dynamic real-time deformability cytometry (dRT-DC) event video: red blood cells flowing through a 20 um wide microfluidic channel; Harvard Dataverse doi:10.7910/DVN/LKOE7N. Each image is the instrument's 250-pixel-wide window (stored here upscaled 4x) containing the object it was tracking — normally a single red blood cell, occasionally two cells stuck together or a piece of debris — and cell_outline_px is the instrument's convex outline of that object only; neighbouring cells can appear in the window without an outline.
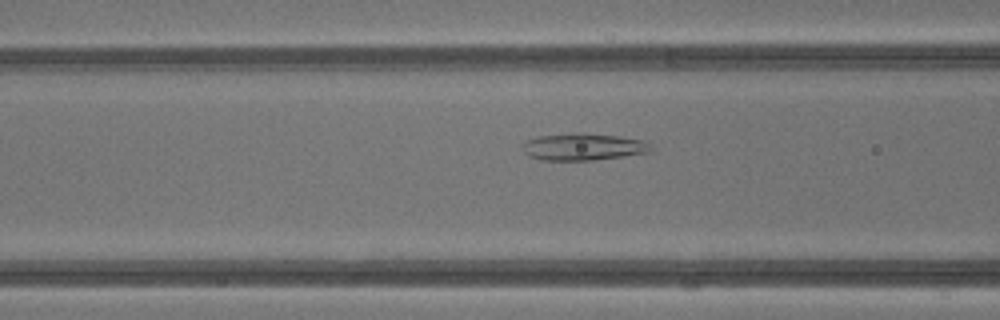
{"species": "common noctule bat (a hibernating species)", "species_latin": "Nyctalus noctula", "temperature_condition": "warm", "stored_images_in_passage": 39, "camera_frame_rate_fps": 3000, "um_per_image_px": 0.085, "animal": {"sex": "male", "body_mass_g": 13.3}, "frame": {"image": 1, "passage_image": 17, "time_ms": 5.333, "image_size_px": [1000, 320], "cell_outline_px": [[648, 152], [624, 156], [592, 160], [540, 160], [528, 156], [520, 148], [520, 144], [524, 140], [536, 136], [572, 132], [580, 132], [620, 136], [644, 140], [648, 144]], "centroid_in_image_um": [49.44, 12.46], "position_along_channel_um": 117.2, "area_um2": 20.52}}
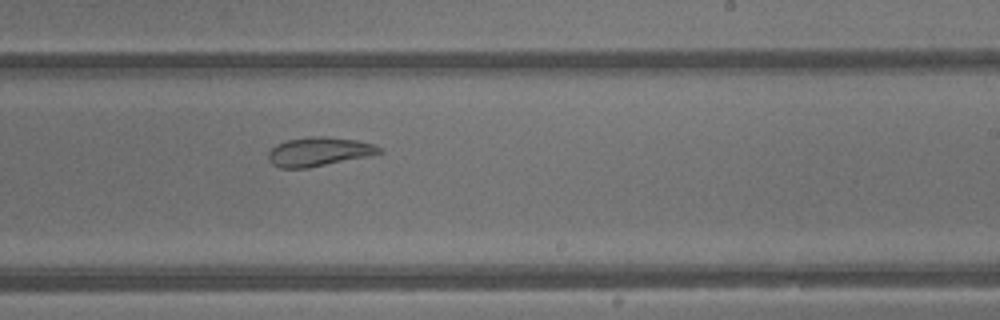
{"frame": {"image": 2, "passage_image": 26, "time_ms": 8.333, "image_size_px": [1000, 320], "cell_outline_px": [[384, 152], [372, 156], [308, 168], [280, 168], [272, 164], [268, 160], [268, 152], [276, 144], [288, 140], [308, 136], [324, 136], [356, 140], [372, 144], [380, 148]], "centroid_in_image_um": [27.11, 12.9], "position_along_channel_um": 261.9, "area_um2": 18.9}}
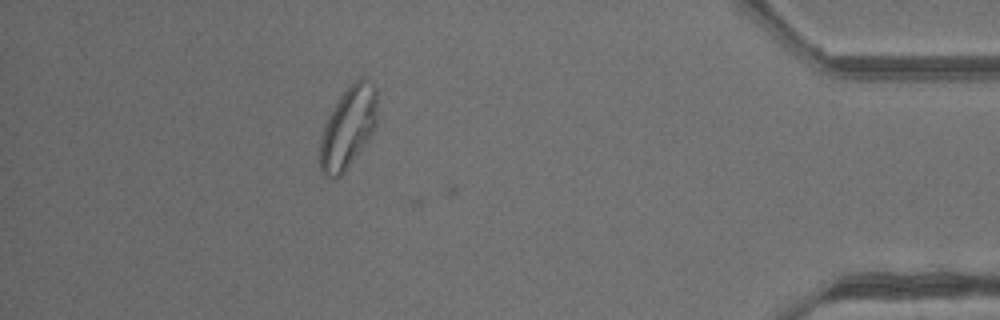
{"frame": {"image": 3, "passage_image": 38, "time_ms": 12.333, "image_size_px": [1000, 320], "cell_outline_px": [[376, 124], [368, 140], [344, 172], [336, 180], [328, 180], [320, 172], [320, 140], [328, 116], [340, 96], [356, 80], [364, 76], [376, 88]], "centroid_in_image_um": [29.57, 10.9], "position_along_channel_um": 405.6, "area_um2": 27.05}, "authors_computed_cell_mechanics": {"area_um2": 20.9236, "velocity_mm_per_s": 4.8329, "shape_relaxation_time_tau1_ms": null, "shape_relaxation_time_tau2_ms": 1.4253, "deformation_change_tau1": null, "deformation_change_tau2": 0.0619}}